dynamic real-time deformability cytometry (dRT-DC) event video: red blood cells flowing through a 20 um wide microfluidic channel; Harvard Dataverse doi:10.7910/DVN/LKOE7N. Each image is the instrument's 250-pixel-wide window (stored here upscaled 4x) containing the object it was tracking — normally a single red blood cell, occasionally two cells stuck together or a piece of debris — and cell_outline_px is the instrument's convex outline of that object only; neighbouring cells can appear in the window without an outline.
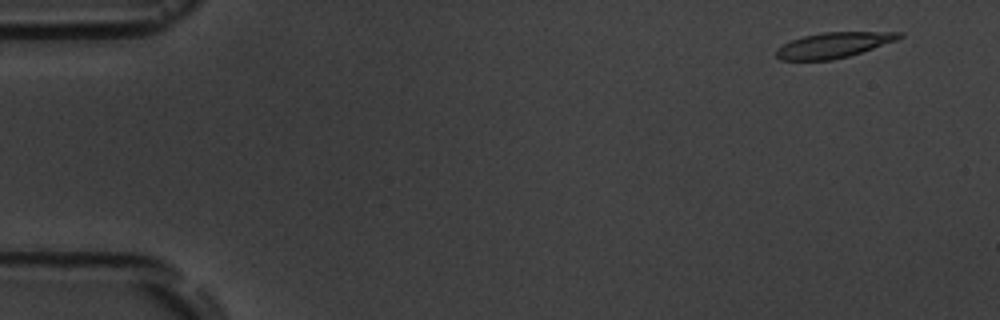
{"species": "common noctule bat (a hibernating species)", "species_latin": "Nyctalus noctula", "temperature_condition": "room temperature", "stored_images_in_passage": 7, "camera_frame_rate_fps": 3000, "um_per_image_px": 0.085, "animal": {"sex": "male", "body_mass_g": 19.5, "forearm_length_mm": 54.6}, "frame": {"image": 1, "passage_image": 2, "time_ms": 1.0, "image_size_px": [1000, 320], "cell_outline_px": [[904, 36], [896, 40], [848, 56], [832, 60], [780, 60], [776, 56], [776, 48], [792, 40], [804, 36], [824, 32], [904, 32]], "centroid_in_image_um": [70.84, 3.83], "position_along_channel_um": 14.2, "area_um2": 17.98}}
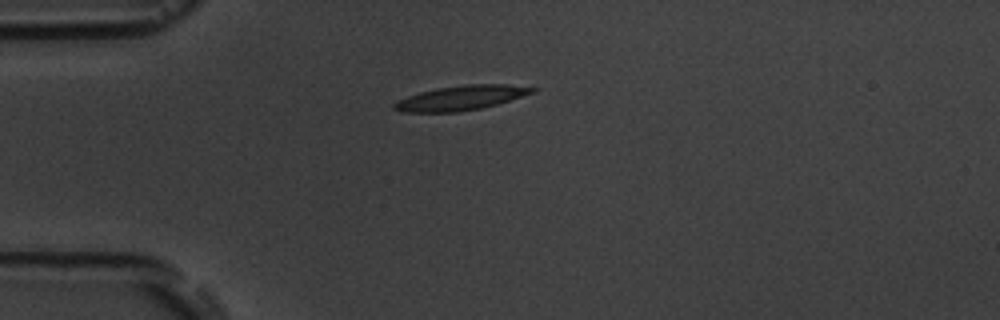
{"frame": {"image": 2, "passage_image": 5, "time_ms": 4.667, "image_size_px": [1000, 320], "cell_outline_px": [[536, 92], [496, 104], [480, 108], [460, 112], [404, 112], [392, 108], [392, 104], [396, 100], [420, 92], [436, 88], [468, 84], [504, 84], [536, 88]], "centroid_in_image_um": [39.14, 8.32], "position_along_channel_um": 45.9, "area_um2": 19.71}}
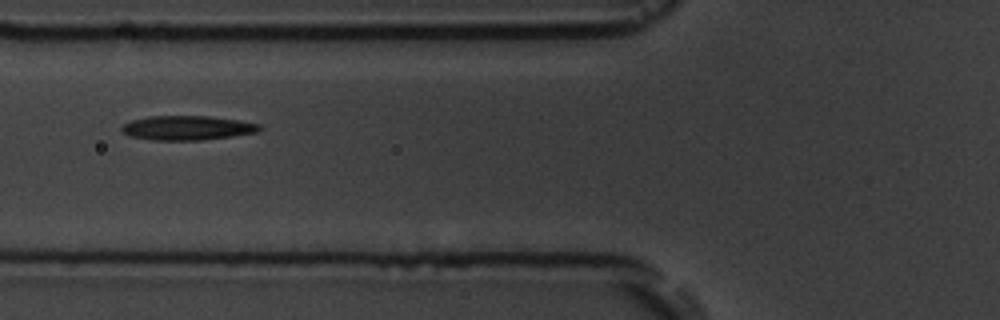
{"frame": {"image": 3, "passage_image": 7, "time_ms": 7.0, "image_size_px": [1000, 320], "cell_outline_px": [[264, 128], [256, 132], [232, 136], [200, 140], [152, 140], [128, 136], [120, 128], [124, 124], [132, 120], [148, 116], [208, 116], [240, 120], [260, 124]], "centroid_in_image_um": [15.93, 10.87], "position_along_channel_um": 109.9, "area_um2": 19.59}}